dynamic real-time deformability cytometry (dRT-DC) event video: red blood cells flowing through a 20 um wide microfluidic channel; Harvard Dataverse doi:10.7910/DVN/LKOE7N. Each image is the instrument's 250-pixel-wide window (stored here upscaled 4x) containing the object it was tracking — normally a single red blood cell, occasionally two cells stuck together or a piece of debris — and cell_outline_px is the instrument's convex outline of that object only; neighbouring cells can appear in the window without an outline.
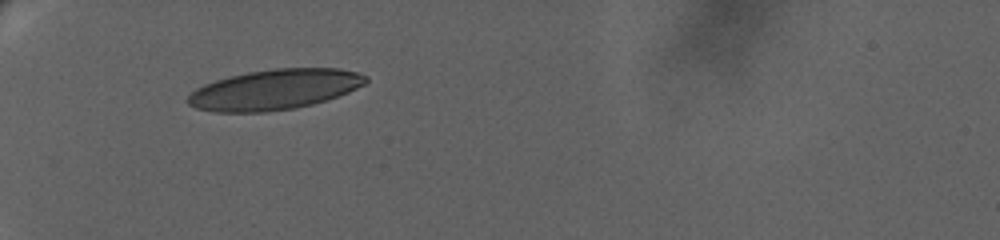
{"species": "human", "species_latin": "Homo sapiens", "temperature_condition": "warm", "stored_images_in_passage": 46, "camera_frame_rate_fps": 3000, "um_per_image_px": 0.085, "donor": {"sex": "female"}, "frame": {"image": 1, "passage_image": 1, "time_ms": 0.0, "image_size_px": [1000, 240], "cell_outline_px": [[368, 80], [364, 84], [348, 92], [312, 104], [296, 108], [264, 112], [216, 112], [196, 108], [188, 104], [184, 100], [196, 88], [204, 84], [216, 80], [248, 72], [276, 68], [340, 68], [356, 72], [368, 76]], "centroid_in_image_um": [23.32, 7.61], "position_along_channel_um": 61.7, "area_um2": 41.62}}
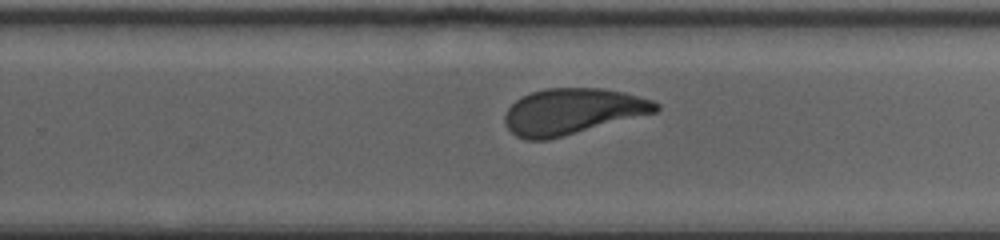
{"frame": {"image": 2, "passage_image": 22, "time_ms": 8.0, "image_size_px": [1000, 240], "cell_outline_px": [[660, 108], [656, 112], [548, 140], [524, 140], [516, 136], [508, 128], [504, 120], [504, 116], [508, 108], [516, 100], [532, 92], [544, 88], [604, 88], [624, 92], [652, 100], [660, 104]], "centroid_in_image_um": [48.65, 9.47], "position_along_channel_um": 281.2, "area_um2": 40.34}}
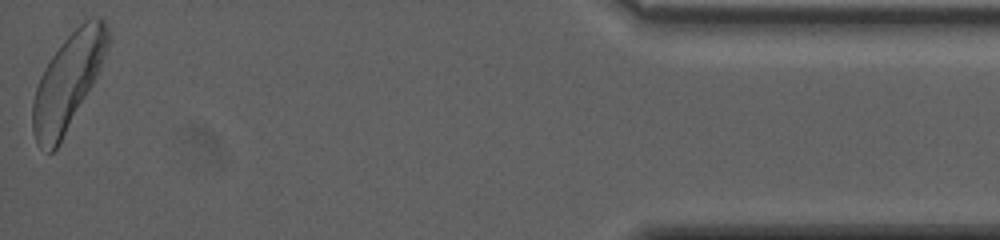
{"frame": {"image": 3, "passage_image": 45, "time_ms": 15.0, "image_size_px": [1000, 240], "cell_outline_px": [[112, 36], [96, 76], [92, 84], [56, 148], [52, 152], [48, 152], [36, 144], [32, 132], [32, 104], [36, 88], [40, 76], [44, 68], [52, 56], [64, 40], [84, 20], [92, 16], [100, 16], [104, 20]], "centroid_in_image_um": [5.77, 6.89], "position_along_channel_um": 429.4, "area_um2": 41.1}, "authors_computed_cell_mechanics": {"area_um2": 41.0958, "velocity_mm_per_s": 3.0194, "shape_relaxation_time_tau1_ms": 4.4394, "shape_relaxation_time_tau2_ms": 1.4683, "deformation_change_tau1": 0.1524, "deformation_change_tau2": 0.0924}}